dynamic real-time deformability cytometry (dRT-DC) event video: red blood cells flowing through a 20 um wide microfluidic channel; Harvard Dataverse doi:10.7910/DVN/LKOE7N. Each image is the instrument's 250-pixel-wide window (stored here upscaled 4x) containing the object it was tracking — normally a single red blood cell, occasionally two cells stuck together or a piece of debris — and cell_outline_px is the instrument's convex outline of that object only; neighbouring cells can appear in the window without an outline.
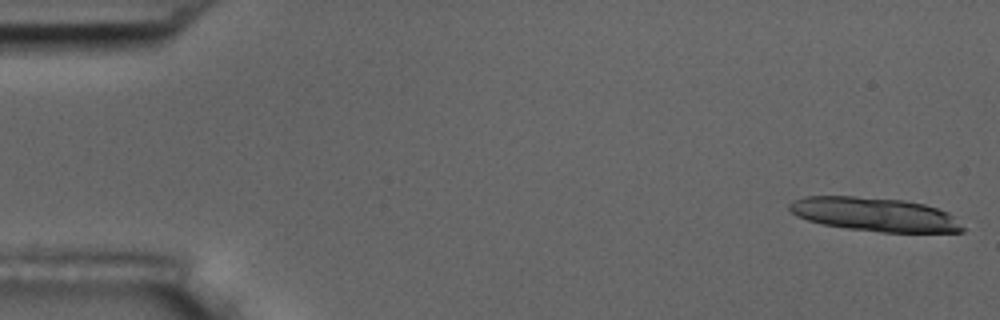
{"species": "common noctule bat (a hibernating species)", "species_latin": "Nyctalus noctula", "temperature_condition": "room temperature", "stored_images_in_passage": 14, "camera_frame_rate_fps": 3000, "um_per_image_px": 0.085, "animal": {"sex": "male", "body_mass_g": 17.5, "forearm_length_mm": 52.3}, "frame": {"image": 1, "passage_image": 1, "time_ms": 0.0, "image_size_px": [1000, 320], "cell_outline_px": [[964, 232], [880, 232], [848, 228], [824, 224], [808, 220], [796, 216], [788, 208], [788, 204], [792, 200], [804, 196], [852, 196], [904, 200], [924, 204], [948, 212], [956, 216], [964, 228]], "centroid_in_image_um": [74.37, 18.22], "position_along_channel_um": 10.6, "area_um2": 34.16}}